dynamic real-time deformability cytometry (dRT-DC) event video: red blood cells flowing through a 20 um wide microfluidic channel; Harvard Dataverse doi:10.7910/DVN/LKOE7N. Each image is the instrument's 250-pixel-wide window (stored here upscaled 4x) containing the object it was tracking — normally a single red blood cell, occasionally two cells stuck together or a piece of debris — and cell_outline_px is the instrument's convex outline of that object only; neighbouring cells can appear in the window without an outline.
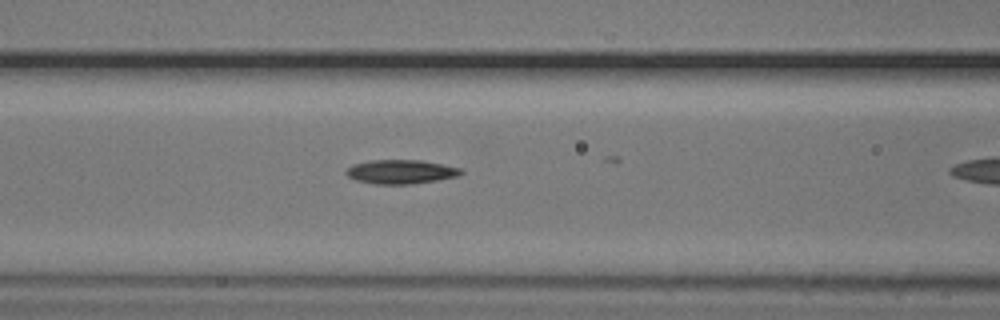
{"species": "common noctule bat (a hibernating species)", "species_latin": "Nyctalus noctula", "temperature_condition": "cold", "stored_images_in_passage": 18, "camera_frame_rate_fps": 3000, "um_per_image_px": 0.085, "animal": {"sex": "male", "body_mass_g": 20.5, "forearm_length_mm": 52.5}, "frame": {"image": 1, "passage_image": 11, "time_ms": 3.333, "image_size_px": [1000, 320], "cell_outline_px": [[464, 172], [456, 176], [436, 180], [412, 184], [376, 184], [356, 180], [348, 176], [344, 172], [352, 164], [368, 160], [420, 160], [460, 168]], "centroid_in_image_um": [34.02, 14.59], "position_along_channel_um": 132.6, "area_um2": 15.95}}